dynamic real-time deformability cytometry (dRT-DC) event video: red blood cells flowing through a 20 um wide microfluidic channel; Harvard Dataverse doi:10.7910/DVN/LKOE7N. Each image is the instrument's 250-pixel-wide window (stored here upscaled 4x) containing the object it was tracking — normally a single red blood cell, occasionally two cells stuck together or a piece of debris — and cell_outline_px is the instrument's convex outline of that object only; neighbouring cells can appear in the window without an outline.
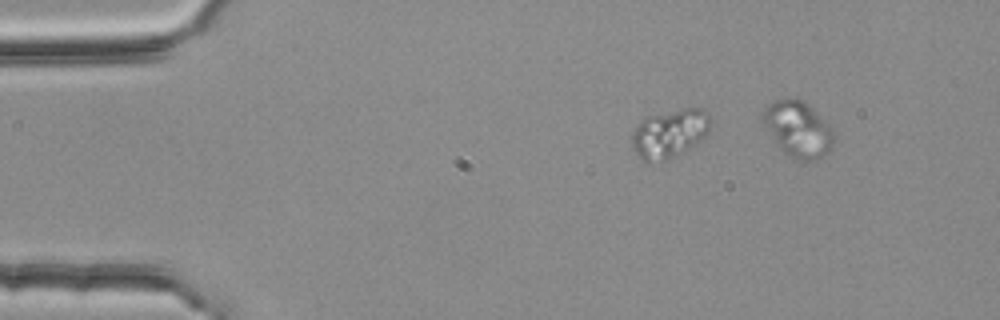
{"species": "common noctule bat (a hibernating species)", "species_latin": "Nyctalus noctula", "temperature_condition": "room temperature", "stored_images_in_passage": 15, "camera_frame_rate_fps": 3000, "um_per_image_px": 0.085, "animal": {"sex": "female", "body_mass_g": 25.1}, "frame": {"image": 1, "passage_image": 1, "time_ms": 0.0, "image_size_px": [1000, 320], "cell_outline_px": [[712, 120], [708, 132], [704, 136], [688, 148], [676, 156], [652, 164], [640, 160], [636, 156], [632, 144], [632, 132], [640, 120], [644, 116], [684, 108], [704, 108], [708, 112]], "centroid_in_image_um": [56.88, 11.34], "position_along_channel_um": 28.1, "area_um2": 22.6}}
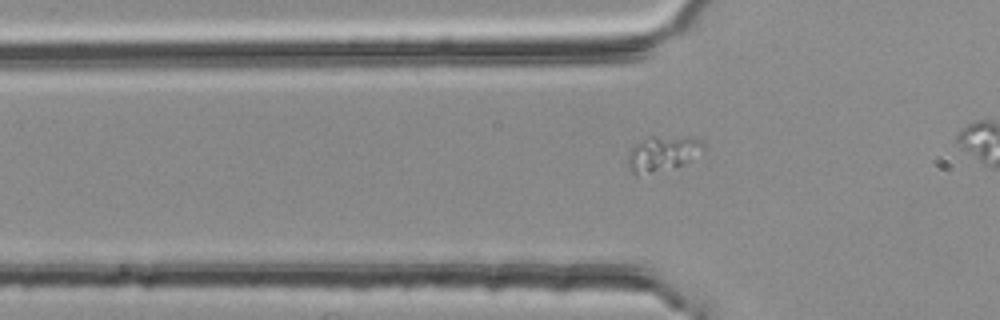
{"frame": {"image": 2, "passage_image": 9, "time_ms": 2.667, "image_size_px": [1000, 320], "cell_outline_px": [[704, 148], [688, 160], [680, 164], [636, 176], [628, 168], [628, 160], [632, 148], [652, 136], [692, 136], [700, 140], [704, 144]], "centroid_in_image_um": [56.32, 13.01], "position_along_channel_um": 69.5, "area_um2": 14.8}}